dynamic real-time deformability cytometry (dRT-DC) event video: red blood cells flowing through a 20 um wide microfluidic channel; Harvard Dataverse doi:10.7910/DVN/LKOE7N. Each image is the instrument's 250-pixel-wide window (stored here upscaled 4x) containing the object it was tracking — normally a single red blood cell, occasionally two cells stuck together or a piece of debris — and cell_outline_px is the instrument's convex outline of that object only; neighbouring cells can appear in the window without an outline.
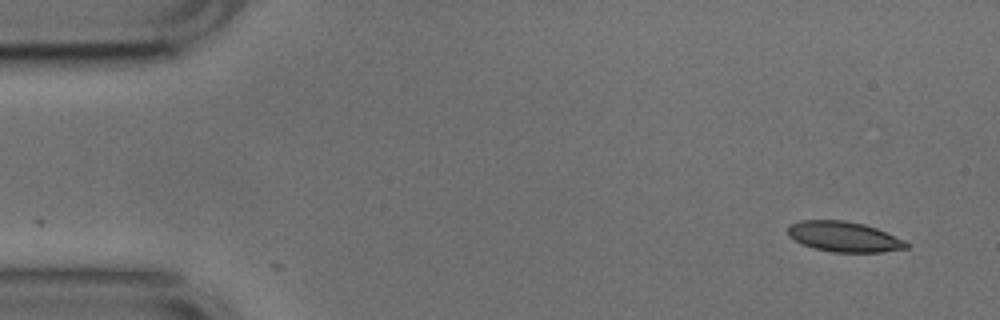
{"species": "common noctule bat (a hibernating species)", "species_latin": "Nyctalus noctula", "temperature_condition": "cold", "stored_images_in_passage": 9, "camera_frame_rate_fps": 3000, "um_per_image_px": 0.085, "animal": {"sex": "male", "body_mass_g": 17.9, "forearm_length_mm": 54.2}, "frame": {"image": 1, "passage_image": 1, "time_ms": 0.0, "image_size_px": [1000, 320], "cell_outline_px": [[912, 244], [908, 248], [880, 252], [832, 252], [812, 248], [788, 236], [788, 224], [800, 220], [844, 220], [864, 224], [876, 228], [904, 240]], "centroid_in_image_um": [71.74, 20.12], "position_along_channel_um": 13.3, "area_um2": 20.98}}